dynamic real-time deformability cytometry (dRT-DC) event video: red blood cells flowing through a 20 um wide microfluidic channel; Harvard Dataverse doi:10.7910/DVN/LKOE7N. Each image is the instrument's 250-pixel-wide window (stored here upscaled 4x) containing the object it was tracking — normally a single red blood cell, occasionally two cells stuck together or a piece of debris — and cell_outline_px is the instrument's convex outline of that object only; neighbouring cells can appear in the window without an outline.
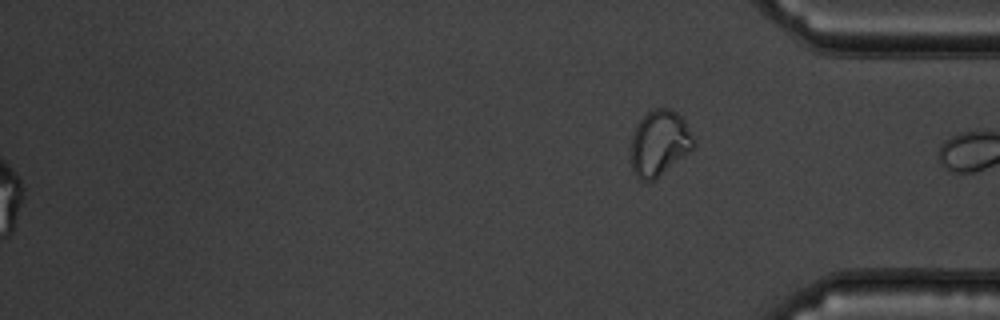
{"species": "common noctule bat (a hibernating species)", "species_latin": "Nyctalus noctula", "temperature_condition": "warm", "stored_images_in_passage": 55, "segment_of_instrument_passage": [2, 2], "camera_frame_rate_fps": 3000, "um_per_image_px": 0.085, "animal": {"sex": "male", "body_mass_g": 19.5, "forearm_length_mm": 54.6}, "frame": {"image": 1, "passage_image": 55, "time_ms": 18.0, "image_size_px": [1000, 320], "cell_outline_px": [[696, 144], [688, 152], [656, 180], [644, 184], [636, 176], [632, 168], [628, 152], [632, 136], [640, 120], [652, 108], [668, 108], [676, 112], [684, 120]], "centroid_in_image_um": [55.99, 12.21], "position_along_channel_um": 379.2, "area_um2": 24.28}}